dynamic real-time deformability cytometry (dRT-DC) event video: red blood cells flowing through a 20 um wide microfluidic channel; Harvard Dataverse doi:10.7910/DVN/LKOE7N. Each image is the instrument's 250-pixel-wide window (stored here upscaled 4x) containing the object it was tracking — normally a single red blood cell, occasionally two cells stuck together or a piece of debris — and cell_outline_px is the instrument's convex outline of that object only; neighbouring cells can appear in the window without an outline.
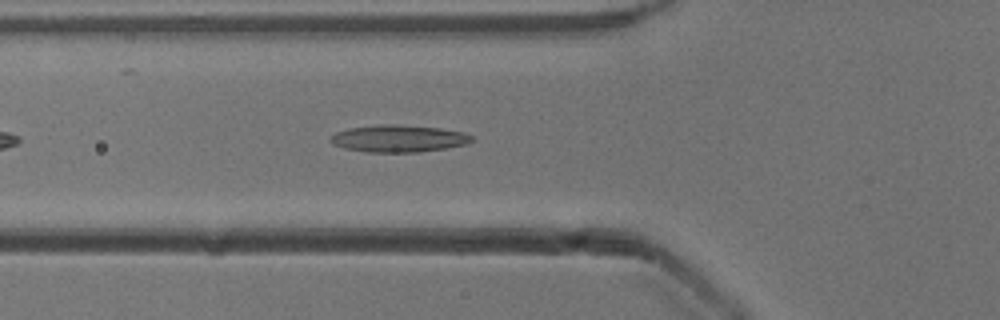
{"species": "common noctule bat (a hibernating species)", "species_latin": "Nyctalus noctula", "temperature_condition": "cold", "stored_images_in_passage": 34, "camera_frame_rate_fps": 3000, "um_per_image_px": 0.085, "animal": {"sex": "male", "body_mass_g": 13.3}, "frame": {"image": 1, "passage_image": 7, "time_ms": 2.0, "image_size_px": [1000, 320], "cell_outline_px": [[472, 140], [468, 144], [420, 152], [364, 152], [344, 148], [332, 144], [328, 140], [336, 132], [348, 128], [388, 124], [396, 124], [440, 128], [464, 132], [472, 136]], "centroid_in_image_um": [33.86, 11.78], "position_along_channel_um": 91.9, "area_um2": 22.31}}
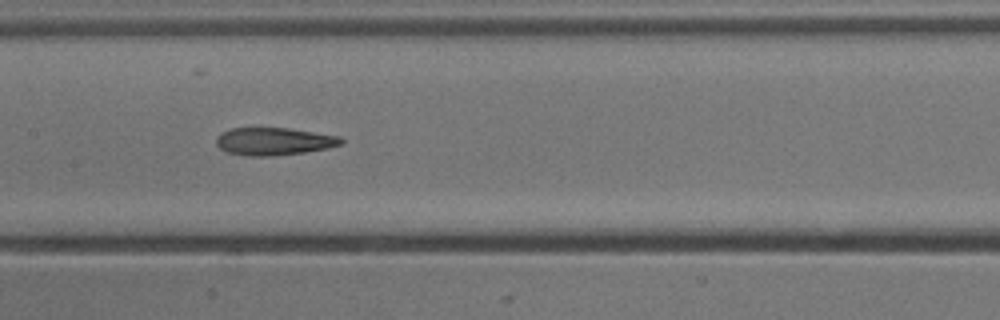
{"frame": {"image": 2, "passage_image": 14, "time_ms": 4.333, "image_size_px": [1000, 320], "cell_outline_px": [[344, 144], [328, 148], [304, 152], [272, 156], [248, 156], [228, 152], [220, 148], [216, 144], [216, 136], [220, 132], [232, 128], [288, 128], [340, 136], [344, 140]], "centroid_in_image_um": [23.29, 12.01], "position_along_channel_um": 184.1, "area_um2": 20.17}}
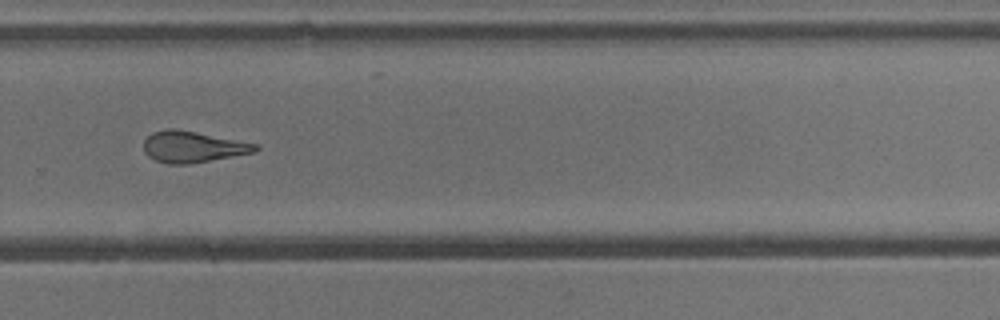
{"frame": {"image": 3, "passage_image": 24, "time_ms": 7.667, "image_size_px": [1000, 320], "cell_outline_px": [[260, 148], [256, 152], [188, 164], [168, 164], [156, 160], [148, 156], [144, 152], [144, 140], [152, 132], [168, 128], [176, 128], [260, 144]], "centroid_in_image_um": [16.41, 12.47], "position_along_channel_um": 313.4, "area_um2": 20.46}, "authors_computed_cell_mechanics": {"area_um2": 20.519, "velocity_mm_per_s": 3.8968, "shape_relaxation_time_tau1_ms": null, "shape_relaxation_time_tau2_ms": 5.9281, "deformation_change_tau1": null, "deformation_change_tau2": 0.1885}}